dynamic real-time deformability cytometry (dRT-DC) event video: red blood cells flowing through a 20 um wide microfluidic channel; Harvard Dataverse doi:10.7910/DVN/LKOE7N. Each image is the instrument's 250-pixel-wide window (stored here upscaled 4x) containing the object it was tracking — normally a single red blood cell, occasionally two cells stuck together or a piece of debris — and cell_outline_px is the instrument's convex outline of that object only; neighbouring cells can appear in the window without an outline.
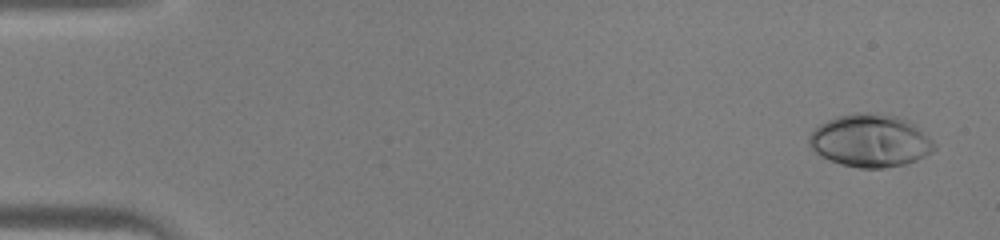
{"species": "human", "species_latin": "Homo sapiens", "temperature_condition": "warm", "stored_images_in_passage": 45, "camera_frame_rate_fps": 3000, "um_per_image_px": 0.085, "donor": {"sex": "male"}, "frame": {"image": 1, "passage_image": 2, "time_ms": 0.333, "image_size_px": [1000, 240], "cell_outline_px": [[936, 148], [932, 152], [916, 160], [904, 164], [884, 168], [860, 168], [840, 164], [820, 156], [808, 144], [808, 136], [820, 124], [836, 116], [856, 112], [860, 112], [896, 116], [908, 120], [916, 124], [932, 140]], "centroid_in_image_um": [73.97, 11.96], "position_along_channel_um": 11.0, "area_um2": 38.44}}
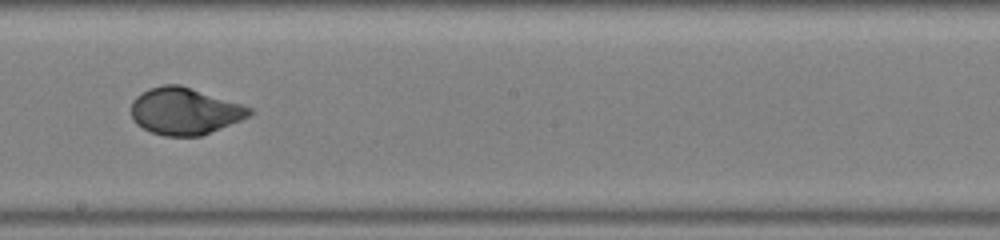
{"frame": {"image": 2, "passage_image": 26, "time_ms": 8.333, "image_size_px": [1000, 240], "cell_outline_px": [[256, 112], [240, 120], [200, 136], [164, 136], [152, 132], [136, 124], [132, 120], [132, 100], [136, 96], [148, 88], [164, 84], [180, 84], [252, 108]], "centroid_in_image_um": [15.67, 9.44], "position_along_channel_um": 232.5, "area_um2": 32.14}}
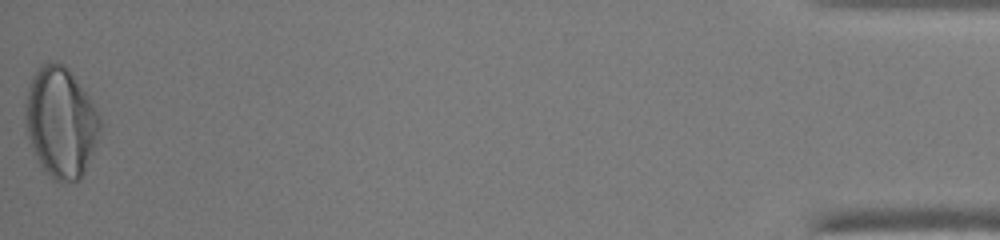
{"frame": {"image": 3, "passage_image": 45, "time_ms": 14.667, "image_size_px": [1000, 240], "cell_outline_px": [[100, 132], [84, 172], [80, 180], [56, 180], [40, 164], [28, 136], [24, 120], [24, 104], [28, 88], [32, 76], [36, 68], [40, 64], [48, 60], [56, 60], [64, 64], [68, 68], [88, 96], [100, 116]], "centroid_in_image_um": [5.14, 10.31], "position_along_channel_um": 430.1, "area_um2": 47.74}}